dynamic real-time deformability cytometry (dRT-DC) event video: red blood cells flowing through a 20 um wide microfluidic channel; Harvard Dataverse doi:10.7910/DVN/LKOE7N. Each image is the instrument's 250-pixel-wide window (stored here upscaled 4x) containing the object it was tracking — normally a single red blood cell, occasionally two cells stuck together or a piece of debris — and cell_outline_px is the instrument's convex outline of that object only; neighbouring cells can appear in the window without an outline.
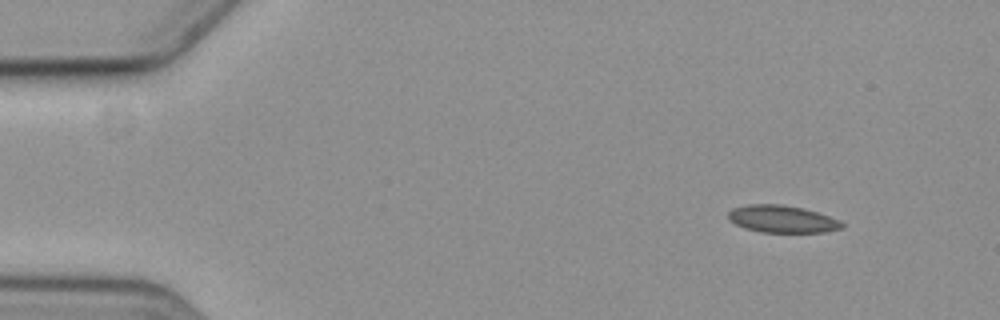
{"species": "common noctule bat (a hibernating species)", "species_latin": "Nyctalus noctula", "temperature_condition": "cold", "stored_images_in_passage": 4, "camera_frame_rate_fps": 3000, "um_per_image_px": 0.085, "animal": {"sex": "female", "body_mass_g": 19.3, "forearm_length_mm": 54.1}, "frame": {"image": 1, "passage_image": 1, "time_ms": 0.0, "image_size_px": [1000, 320], "cell_outline_px": [[844, 228], [824, 232], [760, 232], [744, 228], [728, 220], [728, 212], [732, 208], [748, 204], [780, 204], [804, 208], [840, 220], [844, 224]], "centroid_in_image_um": [66.47, 18.61], "position_along_channel_um": 18.5, "area_um2": 18.15}}
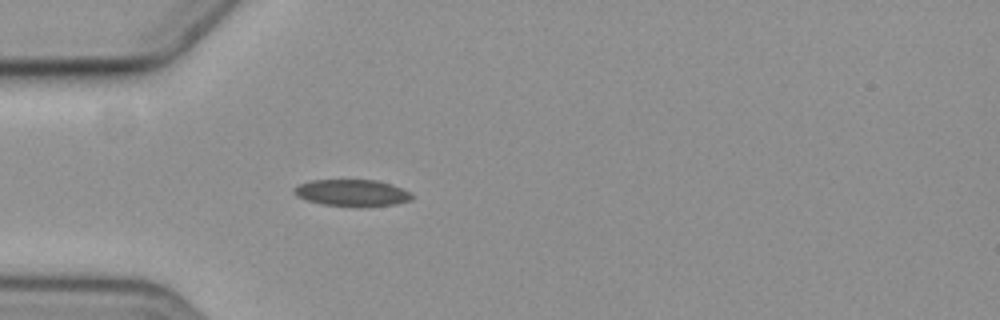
{"frame": {"image": 2, "passage_image": 4, "time_ms": 3.667, "image_size_px": [1000, 320], "cell_outline_px": [[412, 200], [396, 204], [364, 208], [352, 208], [320, 204], [304, 200], [296, 196], [296, 188], [300, 184], [312, 180], [376, 180], [392, 184], [412, 192]], "centroid_in_image_um": [29.98, 16.43], "position_along_channel_um": 55.0, "area_um2": 18.84}}